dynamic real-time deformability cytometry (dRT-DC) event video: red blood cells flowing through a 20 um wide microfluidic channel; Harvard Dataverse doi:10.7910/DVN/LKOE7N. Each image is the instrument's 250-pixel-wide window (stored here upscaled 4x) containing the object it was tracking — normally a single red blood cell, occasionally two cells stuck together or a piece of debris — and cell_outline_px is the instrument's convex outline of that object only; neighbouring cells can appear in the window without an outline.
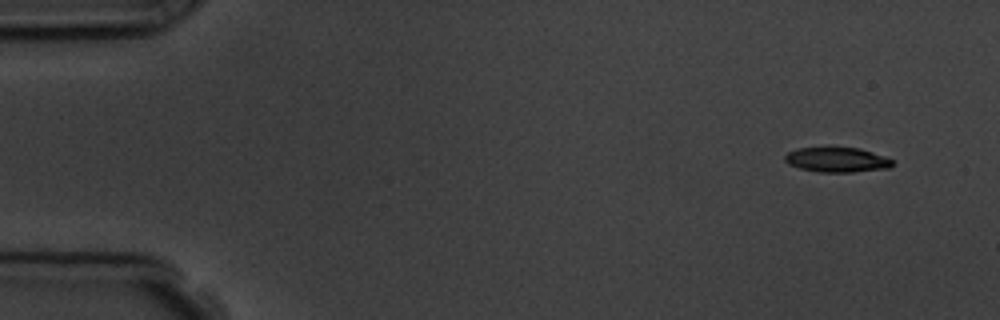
{"species": "common noctule bat (a hibernating species)", "species_latin": "Nyctalus noctula", "temperature_condition": "room temperature", "stored_images_in_passage": 6, "camera_frame_rate_fps": 3000, "um_per_image_px": 0.085, "animal": {"sex": "male", "body_mass_g": 19.5, "forearm_length_mm": 54.6}, "frame": {"image": 1, "passage_image": 1, "time_ms": 0.0, "image_size_px": [1000, 320], "cell_outline_px": [[892, 164], [888, 168], [852, 172], [816, 172], [800, 168], [788, 164], [784, 160], [784, 156], [788, 152], [796, 148], [860, 148], [884, 156], [892, 160]], "centroid_in_image_um": [71.1, 13.58], "position_along_channel_um": 13.9, "area_um2": 15.43}}
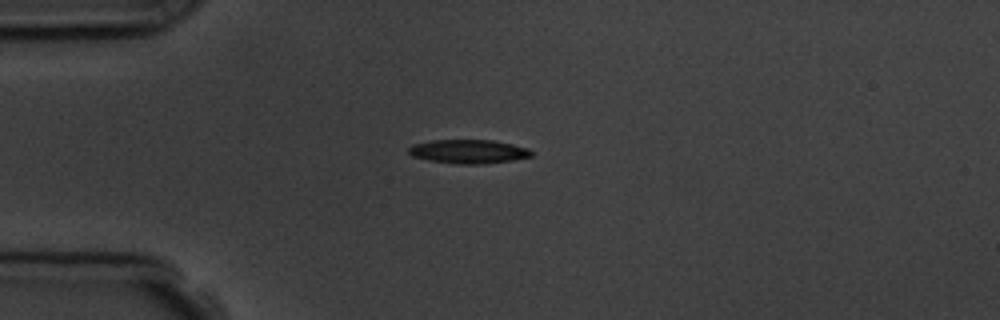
{"frame": {"image": 2, "passage_image": 4, "time_ms": 3.333, "image_size_px": [1000, 320], "cell_outline_px": [[532, 156], [512, 160], [484, 164], [456, 164], [428, 160], [412, 156], [408, 152], [408, 148], [412, 144], [432, 140], [492, 140], [512, 144], [528, 148], [532, 152]], "centroid_in_image_um": [39.8, 12.88], "position_along_channel_um": 45.2, "area_um2": 17.11}}
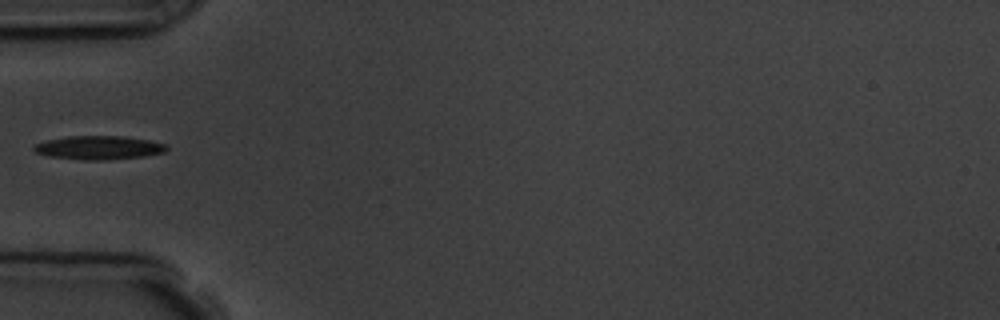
{"frame": {"image": 3, "passage_image": 5, "time_ms": 4.667, "image_size_px": [1000, 320], "cell_outline_px": [[168, 148], [164, 152], [144, 156], [104, 160], [84, 160], [48, 156], [36, 152], [32, 148], [36, 144], [44, 140], [68, 136], [124, 136], [148, 140], [168, 144]], "centroid_in_image_um": [8.4, 12.54], "position_along_channel_um": 76.6, "area_um2": 18.32}}